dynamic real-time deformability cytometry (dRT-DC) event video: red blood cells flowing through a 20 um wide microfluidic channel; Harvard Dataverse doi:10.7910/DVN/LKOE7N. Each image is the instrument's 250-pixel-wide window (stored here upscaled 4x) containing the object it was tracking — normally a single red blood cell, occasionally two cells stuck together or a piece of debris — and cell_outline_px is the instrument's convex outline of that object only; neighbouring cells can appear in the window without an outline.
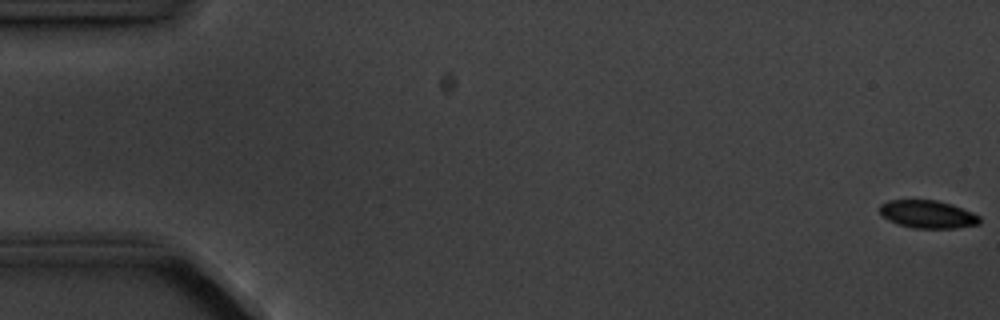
{"species": "common noctule bat (a hibernating species)", "species_latin": "Nyctalus noctula", "temperature_condition": "cold", "stored_images_in_passage": 4, "camera_frame_rate_fps": 3000, "um_per_image_px": 0.085, "animal": {"sex": "male", "body_mass_g": 20.1, "forearm_length_mm": 53.5}, "frame": {"image": 1, "passage_image": 1, "time_ms": 0.0, "image_size_px": [1000, 320], "cell_outline_px": [[980, 224], [956, 228], [912, 228], [896, 224], [888, 220], [880, 212], [880, 204], [888, 200], [936, 200], [952, 204], [972, 212], [980, 216]], "centroid_in_image_um": [78.86, 18.21], "position_along_channel_um": 6.1, "area_um2": 16.3}}